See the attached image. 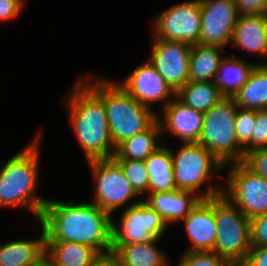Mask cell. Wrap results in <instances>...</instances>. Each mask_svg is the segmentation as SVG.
Instances as JSON below:
<instances>
[{
	"mask_svg": "<svg viewBox=\"0 0 267 266\" xmlns=\"http://www.w3.org/2000/svg\"><path fill=\"white\" fill-rule=\"evenodd\" d=\"M113 219L92 202L48 199L38 222L43 226L45 242L81 243L106 255L112 250Z\"/></svg>",
	"mask_w": 267,
	"mask_h": 266,
	"instance_id": "6da1fadb",
	"label": "cell"
},
{
	"mask_svg": "<svg viewBox=\"0 0 267 266\" xmlns=\"http://www.w3.org/2000/svg\"><path fill=\"white\" fill-rule=\"evenodd\" d=\"M64 102L69 126L82 147L85 159L112 158L115 147L110 137L103 100L78 77Z\"/></svg>",
	"mask_w": 267,
	"mask_h": 266,
	"instance_id": "7a4b0ae2",
	"label": "cell"
},
{
	"mask_svg": "<svg viewBox=\"0 0 267 266\" xmlns=\"http://www.w3.org/2000/svg\"><path fill=\"white\" fill-rule=\"evenodd\" d=\"M41 131L0 168V209L26 208L40 219L48 199L37 194Z\"/></svg>",
	"mask_w": 267,
	"mask_h": 266,
	"instance_id": "3957f363",
	"label": "cell"
},
{
	"mask_svg": "<svg viewBox=\"0 0 267 266\" xmlns=\"http://www.w3.org/2000/svg\"><path fill=\"white\" fill-rule=\"evenodd\" d=\"M89 76L79 77L103 100L115 148L124 140L146 130L157 119L158 113L139 103L116 81Z\"/></svg>",
	"mask_w": 267,
	"mask_h": 266,
	"instance_id": "277c9868",
	"label": "cell"
},
{
	"mask_svg": "<svg viewBox=\"0 0 267 266\" xmlns=\"http://www.w3.org/2000/svg\"><path fill=\"white\" fill-rule=\"evenodd\" d=\"M176 151L170 148L176 189L195 194L197 192L201 199L222 194L223 186L215 184L214 177L218 175L223 178L221 170L224 169V165L209 150L197 142H192L183 143ZM204 183H207V186ZM203 185L205 191L199 192Z\"/></svg>",
	"mask_w": 267,
	"mask_h": 266,
	"instance_id": "5b68a950",
	"label": "cell"
},
{
	"mask_svg": "<svg viewBox=\"0 0 267 266\" xmlns=\"http://www.w3.org/2000/svg\"><path fill=\"white\" fill-rule=\"evenodd\" d=\"M237 108L234 98L223 97L203 114V127L197 143L224 166L244 159V148L239 144L235 130Z\"/></svg>",
	"mask_w": 267,
	"mask_h": 266,
	"instance_id": "8992f818",
	"label": "cell"
},
{
	"mask_svg": "<svg viewBox=\"0 0 267 266\" xmlns=\"http://www.w3.org/2000/svg\"><path fill=\"white\" fill-rule=\"evenodd\" d=\"M214 217L217 227L212 253L240 266L250 249V220L226 196L214 197Z\"/></svg>",
	"mask_w": 267,
	"mask_h": 266,
	"instance_id": "52a82bcc",
	"label": "cell"
},
{
	"mask_svg": "<svg viewBox=\"0 0 267 266\" xmlns=\"http://www.w3.org/2000/svg\"><path fill=\"white\" fill-rule=\"evenodd\" d=\"M231 165V168H230ZM222 194L249 219L267 213V179L254 174L242 162L231 163Z\"/></svg>",
	"mask_w": 267,
	"mask_h": 266,
	"instance_id": "ba28073f",
	"label": "cell"
},
{
	"mask_svg": "<svg viewBox=\"0 0 267 266\" xmlns=\"http://www.w3.org/2000/svg\"><path fill=\"white\" fill-rule=\"evenodd\" d=\"M133 202L125 206L119 224L112 220V245L148 242L166 233L168 224L152 206L143 198Z\"/></svg>",
	"mask_w": 267,
	"mask_h": 266,
	"instance_id": "9c48e42d",
	"label": "cell"
},
{
	"mask_svg": "<svg viewBox=\"0 0 267 266\" xmlns=\"http://www.w3.org/2000/svg\"><path fill=\"white\" fill-rule=\"evenodd\" d=\"M94 182V202L111 216L123 205L138 195L126 179L121 166L113 159L86 161Z\"/></svg>",
	"mask_w": 267,
	"mask_h": 266,
	"instance_id": "30bf717a",
	"label": "cell"
},
{
	"mask_svg": "<svg viewBox=\"0 0 267 266\" xmlns=\"http://www.w3.org/2000/svg\"><path fill=\"white\" fill-rule=\"evenodd\" d=\"M153 36L165 41L200 43L201 7L199 0H189L164 9L153 19Z\"/></svg>",
	"mask_w": 267,
	"mask_h": 266,
	"instance_id": "8fae6325",
	"label": "cell"
},
{
	"mask_svg": "<svg viewBox=\"0 0 267 266\" xmlns=\"http://www.w3.org/2000/svg\"><path fill=\"white\" fill-rule=\"evenodd\" d=\"M192 45L153 38L148 61L176 93L189 82V57Z\"/></svg>",
	"mask_w": 267,
	"mask_h": 266,
	"instance_id": "7c38bea8",
	"label": "cell"
},
{
	"mask_svg": "<svg viewBox=\"0 0 267 266\" xmlns=\"http://www.w3.org/2000/svg\"><path fill=\"white\" fill-rule=\"evenodd\" d=\"M201 7L200 43L226 48L231 43L238 19L232 0H199Z\"/></svg>",
	"mask_w": 267,
	"mask_h": 266,
	"instance_id": "4fadbf2b",
	"label": "cell"
},
{
	"mask_svg": "<svg viewBox=\"0 0 267 266\" xmlns=\"http://www.w3.org/2000/svg\"><path fill=\"white\" fill-rule=\"evenodd\" d=\"M130 96L155 113L152 104L160 102L163 109L175 97V92L147 60L118 83Z\"/></svg>",
	"mask_w": 267,
	"mask_h": 266,
	"instance_id": "5bb4252c",
	"label": "cell"
},
{
	"mask_svg": "<svg viewBox=\"0 0 267 266\" xmlns=\"http://www.w3.org/2000/svg\"><path fill=\"white\" fill-rule=\"evenodd\" d=\"M157 114L162 138L170 133L181 143L198 142L203 127V113L183 104L176 97Z\"/></svg>",
	"mask_w": 267,
	"mask_h": 266,
	"instance_id": "9a60e30c",
	"label": "cell"
},
{
	"mask_svg": "<svg viewBox=\"0 0 267 266\" xmlns=\"http://www.w3.org/2000/svg\"><path fill=\"white\" fill-rule=\"evenodd\" d=\"M190 247L185 252H212L216 240L214 197L201 199L182 220Z\"/></svg>",
	"mask_w": 267,
	"mask_h": 266,
	"instance_id": "2e32d148",
	"label": "cell"
},
{
	"mask_svg": "<svg viewBox=\"0 0 267 266\" xmlns=\"http://www.w3.org/2000/svg\"><path fill=\"white\" fill-rule=\"evenodd\" d=\"M230 45L267 62V15H239Z\"/></svg>",
	"mask_w": 267,
	"mask_h": 266,
	"instance_id": "e0dca14e",
	"label": "cell"
},
{
	"mask_svg": "<svg viewBox=\"0 0 267 266\" xmlns=\"http://www.w3.org/2000/svg\"><path fill=\"white\" fill-rule=\"evenodd\" d=\"M37 239H17L0 244V266H45V232Z\"/></svg>",
	"mask_w": 267,
	"mask_h": 266,
	"instance_id": "ac0fdd59",
	"label": "cell"
},
{
	"mask_svg": "<svg viewBox=\"0 0 267 266\" xmlns=\"http://www.w3.org/2000/svg\"><path fill=\"white\" fill-rule=\"evenodd\" d=\"M171 226L183 220L201 200L190 191L174 190L148 194L144 199Z\"/></svg>",
	"mask_w": 267,
	"mask_h": 266,
	"instance_id": "d6986e66",
	"label": "cell"
},
{
	"mask_svg": "<svg viewBox=\"0 0 267 266\" xmlns=\"http://www.w3.org/2000/svg\"><path fill=\"white\" fill-rule=\"evenodd\" d=\"M100 254L76 242H45V266H92Z\"/></svg>",
	"mask_w": 267,
	"mask_h": 266,
	"instance_id": "ffe728a7",
	"label": "cell"
},
{
	"mask_svg": "<svg viewBox=\"0 0 267 266\" xmlns=\"http://www.w3.org/2000/svg\"><path fill=\"white\" fill-rule=\"evenodd\" d=\"M158 241L160 239L155 238L143 243L112 245L111 253L120 266H168V256L159 249Z\"/></svg>",
	"mask_w": 267,
	"mask_h": 266,
	"instance_id": "44dd1931",
	"label": "cell"
},
{
	"mask_svg": "<svg viewBox=\"0 0 267 266\" xmlns=\"http://www.w3.org/2000/svg\"><path fill=\"white\" fill-rule=\"evenodd\" d=\"M257 63L248 62L238 57L225 56L220 63L215 84L221 95L233 98L247 82L250 73Z\"/></svg>",
	"mask_w": 267,
	"mask_h": 266,
	"instance_id": "7402d4cb",
	"label": "cell"
},
{
	"mask_svg": "<svg viewBox=\"0 0 267 266\" xmlns=\"http://www.w3.org/2000/svg\"><path fill=\"white\" fill-rule=\"evenodd\" d=\"M224 48L201 43L192 45L189 57V81L215 82Z\"/></svg>",
	"mask_w": 267,
	"mask_h": 266,
	"instance_id": "603a6c76",
	"label": "cell"
},
{
	"mask_svg": "<svg viewBox=\"0 0 267 266\" xmlns=\"http://www.w3.org/2000/svg\"><path fill=\"white\" fill-rule=\"evenodd\" d=\"M161 125L156 119L146 130L121 142L115 148L113 159H130L145 161L162 144ZM158 143V144H157Z\"/></svg>",
	"mask_w": 267,
	"mask_h": 266,
	"instance_id": "cb8c5ba5",
	"label": "cell"
},
{
	"mask_svg": "<svg viewBox=\"0 0 267 266\" xmlns=\"http://www.w3.org/2000/svg\"><path fill=\"white\" fill-rule=\"evenodd\" d=\"M162 142L146 160L149 176V194L176 190L170 148Z\"/></svg>",
	"mask_w": 267,
	"mask_h": 266,
	"instance_id": "d4e9b609",
	"label": "cell"
},
{
	"mask_svg": "<svg viewBox=\"0 0 267 266\" xmlns=\"http://www.w3.org/2000/svg\"><path fill=\"white\" fill-rule=\"evenodd\" d=\"M233 98L236 105L242 109H267V67L264 64H257L247 82Z\"/></svg>",
	"mask_w": 267,
	"mask_h": 266,
	"instance_id": "484cf974",
	"label": "cell"
},
{
	"mask_svg": "<svg viewBox=\"0 0 267 266\" xmlns=\"http://www.w3.org/2000/svg\"><path fill=\"white\" fill-rule=\"evenodd\" d=\"M175 97L203 114L223 98L215 82L192 81L182 86Z\"/></svg>",
	"mask_w": 267,
	"mask_h": 266,
	"instance_id": "4316f807",
	"label": "cell"
},
{
	"mask_svg": "<svg viewBox=\"0 0 267 266\" xmlns=\"http://www.w3.org/2000/svg\"><path fill=\"white\" fill-rule=\"evenodd\" d=\"M129 181L132 189L140 196L141 194H149V176L145 161L130 159H114ZM147 192V193H146Z\"/></svg>",
	"mask_w": 267,
	"mask_h": 266,
	"instance_id": "83f0119b",
	"label": "cell"
},
{
	"mask_svg": "<svg viewBox=\"0 0 267 266\" xmlns=\"http://www.w3.org/2000/svg\"><path fill=\"white\" fill-rule=\"evenodd\" d=\"M257 110L237 108L235 130L239 144L244 147L250 140L256 127Z\"/></svg>",
	"mask_w": 267,
	"mask_h": 266,
	"instance_id": "f1b7e54d",
	"label": "cell"
},
{
	"mask_svg": "<svg viewBox=\"0 0 267 266\" xmlns=\"http://www.w3.org/2000/svg\"><path fill=\"white\" fill-rule=\"evenodd\" d=\"M178 266H233L212 252H183Z\"/></svg>",
	"mask_w": 267,
	"mask_h": 266,
	"instance_id": "f546056e",
	"label": "cell"
},
{
	"mask_svg": "<svg viewBox=\"0 0 267 266\" xmlns=\"http://www.w3.org/2000/svg\"><path fill=\"white\" fill-rule=\"evenodd\" d=\"M243 148L244 156L252 150L267 148V109L257 110L256 127L251 140Z\"/></svg>",
	"mask_w": 267,
	"mask_h": 266,
	"instance_id": "4dcf8cb0",
	"label": "cell"
},
{
	"mask_svg": "<svg viewBox=\"0 0 267 266\" xmlns=\"http://www.w3.org/2000/svg\"><path fill=\"white\" fill-rule=\"evenodd\" d=\"M242 163L254 174L267 179V148L246 153Z\"/></svg>",
	"mask_w": 267,
	"mask_h": 266,
	"instance_id": "1f68e13d",
	"label": "cell"
},
{
	"mask_svg": "<svg viewBox=\"0 0 267 266\" xmlns=\"http://www.w3.org/2000/svg\"><path fill=\"white\" fill-rule=\"evenodd\" d=\"M251 247H267V213L250 220Z\"/></svg>",
	"mask_w": 267,
	"mask_h": 266,
	"instance_id": "d6a6232c",
	"label": "cell"
},
{
	"mask_svg": "<svg viewBox=\"0 0 267 266\" xmlns=\"http://www.w3.org/2000/svg\"><path fill=\"white\" fill-rule=\"evenodd\" d=\"M239 15H267V0H232Z\"/></svg>",
	"mask_w": 267,
	"mask_h": 266,
	"instance_id": "836d02e7",
	"label": "cell"
},
{
	"mask_svg": "<svg viewBox=\"0 0 267 266\" xmlns=\"http://www.w3.org/2000/svg\"><path fill=\"white\" fill-rule=\"evenodd\" d=\"M25 0H0V22L12 21L21 15Z\"/></svg>",
	"mask_w": 267,
	"mask_h": 266,
	"instance_id": "e575fe53",
	"label": "cell"
},
{
	"mask_svg": "<svg viewBox=\"0 0 267 266\" xmlns=\"http://www.w3.org/2000/svg\"><path fill=\"white\" fill-rule=\"evenodd\" d=\"M240 266H267V247H251Z\"/></svg>",
	"mask_w": 267,
	"mask_h": 266,
	"instance_id": "d590c367",
	"label": "cell"
},
{
	"mask_svg": "<svg viewBox=\"0 0 267 266\" xmlns=\"http://www.w3.org/2000/svg\"><path fill=\"white\" fill-rule=\"evenodd\" d=\"M92 266H120L118 259L112 254L100 255Z\"/></svg>",
	"mask_w": 267,
	"mask_h": 266,
	"instance_id": "8d00e7d4",
	"label": "cell"
},
{
	"mask_svg": "<svg viewBox=\"0 0 267 266\" xmlns=\"http://www.w3.org/2000/svg\"><path fill=\"white\" fill-rule=\"evenodd\" d=\"M256 63H257V64H264V65L267 67V62H264V61L261 62V61H260V62H256Z\"/></svg>",
	"mask_w": 267,
	"mask_h": 266,
	"instance_id": "74e56055",
	"label": "cell"
}]
</instances>
